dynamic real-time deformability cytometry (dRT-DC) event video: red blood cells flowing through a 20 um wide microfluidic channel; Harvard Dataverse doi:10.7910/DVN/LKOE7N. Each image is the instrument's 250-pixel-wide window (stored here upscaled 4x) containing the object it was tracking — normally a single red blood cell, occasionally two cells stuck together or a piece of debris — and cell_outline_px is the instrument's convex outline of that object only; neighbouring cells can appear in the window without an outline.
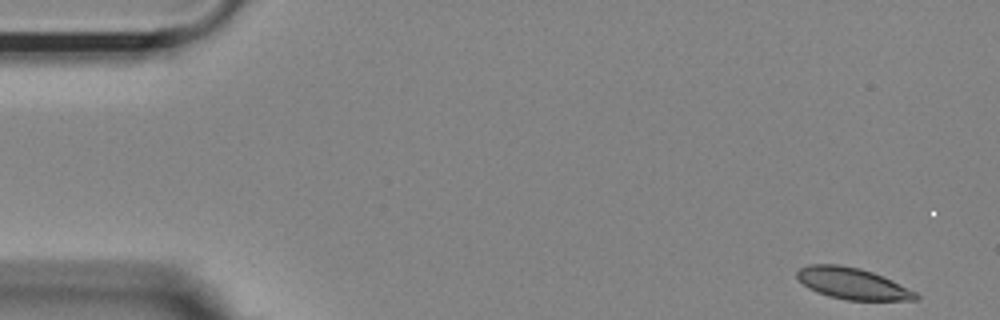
{"species": "Egyptian fruit bat (a non-hibernating species)", "species_latin": "Rousettus aegyptiacus", "temperature_condition": "room temperature", "stored_images_in_passage": 53, "camera_frame_rate_fps": 3000, "um_per_image_px": 0.085, "animal": {"sex": "female"}, "frame": {"image": 1, "passage_image": 1, "time_ms": 0.0, "image_size_px": [1000, 320], "cell_outline_px": [[920, 300], [848, 300], [828, 296], [816, 292], [808, 288], [796, 276], [796, 272], [800, 268], [808, 264], [840, 264], [860, 268], [872, 272], [892, 280], [916, 292], [920, 296]], "centroid_in_image_um": [72.46, 24.1], "position_along_channel_um": 12.5, "area_um2": 21.79}}
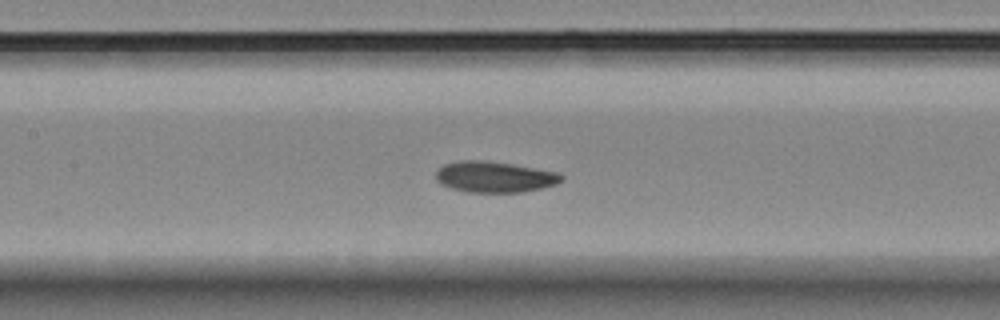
{"frame": {"image": 2, "passage_image": 23, "time_ms": 7.333, "image_size_px": [1000, 320], "cell_outline_px": [[564, 180], [556, 184], [524, 192], [468, 192], [452, 188], [440, 184], [436, 180], [436, 172], [444, 164], [460, 160], [484, 160], [512, 164], [556, 172], [564, 176]], "centroid_in_image_um": [42.02, 15.03], "position_along_channel_um": 165.4, "area_um2": 22.6}}
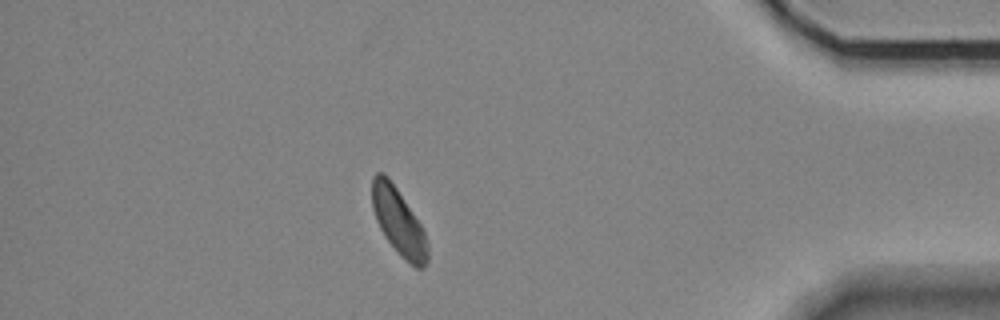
{"frame": {"image": 3, "passage_image": 46, "time_ms": 15.0, "image_size_px": [1000, 320], "cell_outline_px": [[428, 264], [424, 268], [416, 268], [384, 236], [376, 220], [372, 208], [372, 176], [376, 172], [384, 172], [388, 176], [420, 224], [424, 232], [428, 244]], "centroid_in_image_um": [33.87, 18.81], "position_along_channel_um": 401.3, "area_um2": 21.1}, "authors_computed_cell_mechanics": {"area_um2": 22.4842, "velocity_mm_per_s": 3.6101, "shape_relaxation_time_tau1_ms": 3.511, "shape_relaxation_time_tau2_ms": 4.2674, "deformation_change_tau1": 0.0995, "deformation_change_tau2": 0.0793}}